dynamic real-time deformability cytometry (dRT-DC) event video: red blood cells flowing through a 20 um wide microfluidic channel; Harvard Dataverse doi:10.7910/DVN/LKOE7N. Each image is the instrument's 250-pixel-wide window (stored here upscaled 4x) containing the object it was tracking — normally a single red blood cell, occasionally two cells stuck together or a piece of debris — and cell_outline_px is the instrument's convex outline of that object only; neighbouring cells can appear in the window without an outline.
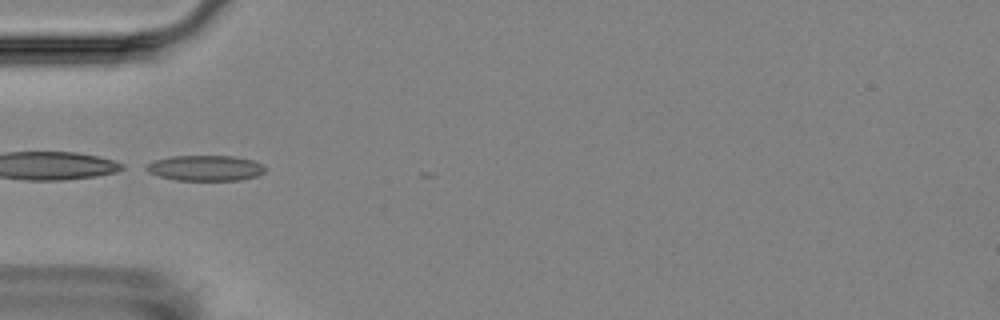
{"species": "Egyptian fruit bat (a non-hibernating species)", "species_latin": "Rousettus aegyptiacus", "temperature_condition": "room temperature", "stored_images_in_passage": 9, "camera_frame_rate_fps": 3000, "um_per_image_px": 0.085, "animal": {"sex": "female"}, "frame": {"image": 1, "passage_image": 6, "time_ms": 5.667, "image_size_px": [1000, 320], "cell_outline_px": [[268, 168], [264, 172], [256, 176], [240, 180], [176, 180], [160, 176], [148, 172], [140, 168], [156, 160], [172, 156], [232, 156], [252, 160]], "centroid_in_image_um": [17.44, 14.29], "position_along_channel_um": 67.6, "area_um2": 17.63}}
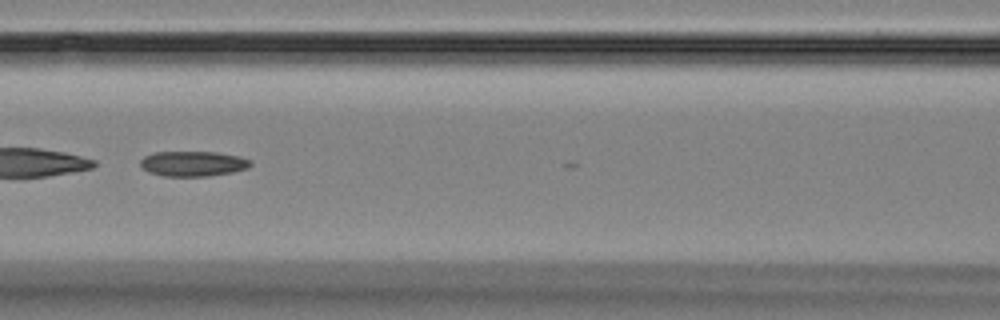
{"frame": {"image": 2, "passage_image": 8, "time_ms": 8.0, "image_size_px": [1000, 320], "cell_outline_px": [[252, 164], [248, 168], [232, 172], [208, 176], [164, 176], [148, 172], [140, 164], [140, 160], [144, 156], [152, 152], [216, 152], [240, 156], [252, 160]], "centroid_in_image_um": [16.42, 13.9], "position_along_channel_um": 150.2, "area_um2": 16.24}}